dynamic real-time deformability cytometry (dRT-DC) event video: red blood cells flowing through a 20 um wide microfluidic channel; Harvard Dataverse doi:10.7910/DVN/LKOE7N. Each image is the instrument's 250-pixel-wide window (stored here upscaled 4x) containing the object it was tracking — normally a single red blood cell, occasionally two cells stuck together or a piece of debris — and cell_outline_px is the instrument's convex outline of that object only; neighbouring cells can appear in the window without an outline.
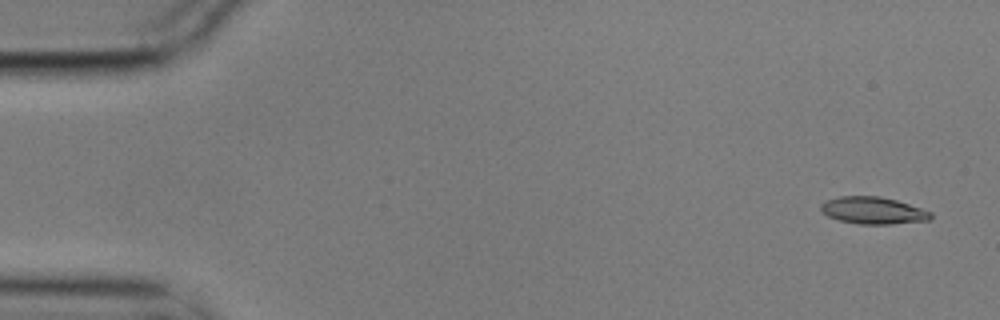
{"species": "common noctule bat (a hibernating species)", "species_latin": "Nyctalus noctula", "temperature_condition": "cold", "stored_images_in_passage": 6, "camera_frame_rate_fps": 3000, "um_per_image_px": 0.085, "animal": {"sex": "male", "body_mass_g": 17.9}, "frame": {"image": 1, "passage_image": 1, "time_ms": 0.0, "image_size_px": [1000, 320], "cell_outline_px": [[932, 216], [928, 220], [892, 224], [860, 224], [840, 220], [828, 216], [820, 208], [820, 204], [828, 200], [840, 196], [880, 196], [896, 200], [932, 212]], "centroid_in_image_um": [74.22, 17.89], "position_along_channel_um": 10.8, "area_um2": 17.11}}